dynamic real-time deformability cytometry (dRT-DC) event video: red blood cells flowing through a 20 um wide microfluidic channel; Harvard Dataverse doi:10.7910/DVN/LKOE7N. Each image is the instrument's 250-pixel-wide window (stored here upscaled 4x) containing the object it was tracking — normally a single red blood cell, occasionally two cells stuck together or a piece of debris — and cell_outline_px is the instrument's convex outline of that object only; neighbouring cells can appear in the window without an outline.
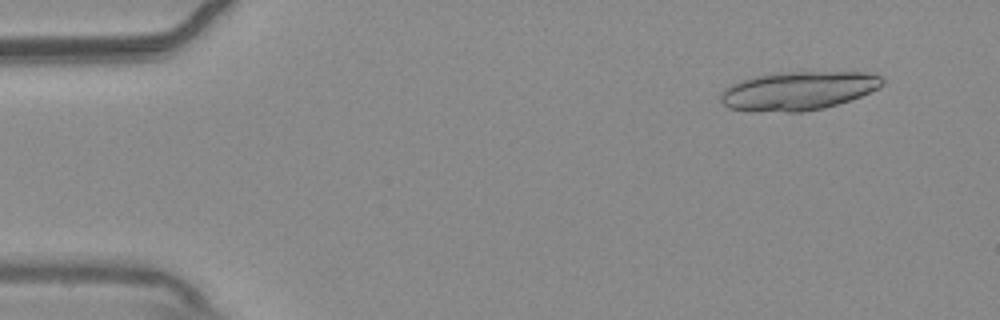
{"species": "common noctule bat (a hibernating species)", "species_latin": "Nyctalus noctula", "temperature_condition": "warm", "stored_images_in_passage": 16, "camera_frame_rate_fps": 3000, "um_per_image_px": 0.085, "animal": {"sex": "male", "body_mass_g": 20.4}, "frame": {"image": 1, "passage_image": 5, "time_ms": 1.333, "image_size_px": [1000, 320], "cell_outline_px": [[884, 84], [880, 88], [860, 96], [824, 108], [800, 112], [748, 112], [728, 108], [720, 100], [720, 92], [724, 88], [740, 80], [752, 76], [772, 72], [868, 72], [880, 76], [884, 80]], "centroid_in_image_um": [67.79, 7.72], "position_along_channel_um": 17.2, "area_um2": 36.99}}